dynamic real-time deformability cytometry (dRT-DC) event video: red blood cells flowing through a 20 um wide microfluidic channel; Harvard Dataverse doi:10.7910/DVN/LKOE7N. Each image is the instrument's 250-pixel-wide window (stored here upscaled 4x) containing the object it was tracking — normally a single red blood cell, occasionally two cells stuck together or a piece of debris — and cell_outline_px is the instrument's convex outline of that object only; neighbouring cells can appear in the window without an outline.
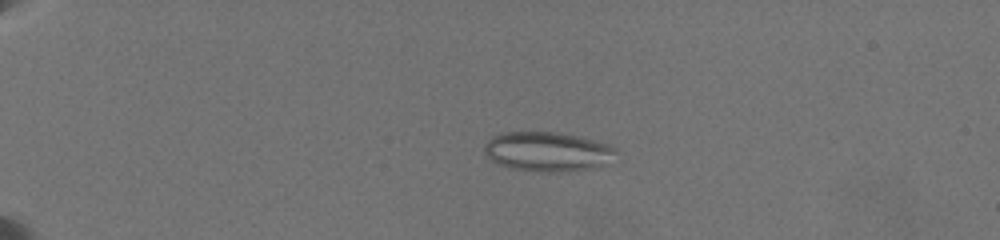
{"species": "common noctule bat (a hibernating species)", "species_latin": "Nyctalus noctula", "temperature_condition": "warm", "stored_images_in_passage": 9, "camera_frame_rate_fps": 3000, "um_per_image_px": 0.085, "animal": {"sex": "female", "body_mass_g": 19.5, "forearm_length_mm": 54.1}, "frame": {"image": 1, "passage_image": 3, "time_ms": 1.667, "image_size_px": [1000, 240], "cell_outline_px": [[616, 152], [600, 164], [592, 168], [564, 172], [544, 172], [512, 168], [500, 164], [484, 156], [484, 144], [492, 136], [500, 132], [560, 132], [580, 136], [608, 144], [616, 148]], "centroid_in_image_um": [46.46, 12.86], "position_along_channel_um": 38.5, "area_um2": 30.11}}
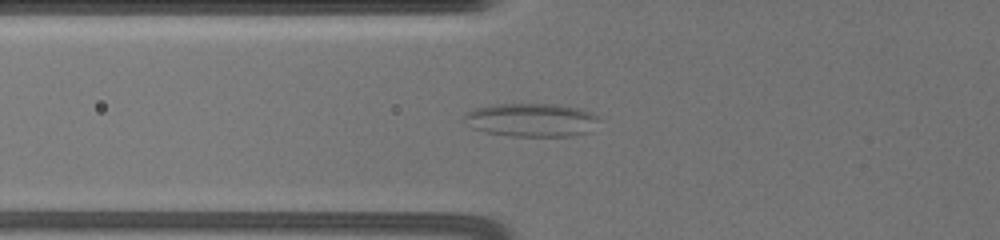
{"frame": {"image": 2, "passage_image": 7, "time_ms": 5.0, "image_size_px": [1000, 240], "cell_outline_px": [[600, 120], [588, 132], [572, 136], [508, 136], [484, 132], [472, 128], [464, 120], [464, 116], [468, 112], [476, 108], [492, 104], [556, 104], [584, 108], [592, 112]], "centroid_in_image_um": [45.19, 10.19], "position_along_channel_um": 80.6, "area_um2": 26.47}}